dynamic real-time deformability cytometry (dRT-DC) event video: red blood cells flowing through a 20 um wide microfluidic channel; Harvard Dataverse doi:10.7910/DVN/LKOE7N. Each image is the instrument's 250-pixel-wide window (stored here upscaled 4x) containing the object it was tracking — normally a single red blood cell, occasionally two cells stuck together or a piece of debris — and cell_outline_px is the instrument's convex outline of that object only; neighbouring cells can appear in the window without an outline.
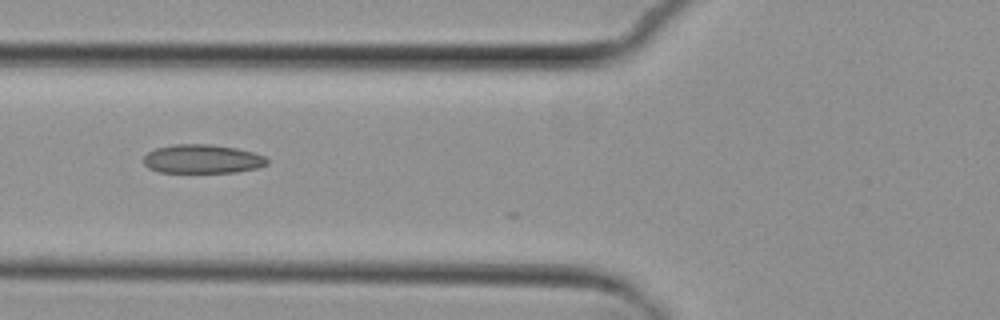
{"species": "common noctule bat (a hibernating species)", "species_latin": "Nyctalus noctula", "temperature_condition": "cold", "stored_images_in_passage": 8, "camera_frame_rate_fps": 3000, "um_per_image_px": 0.085, "animal": {"sex": "female", "body_mass_g": 29.2, "forearm_length_mm": 56.3}, "frame": {"image": 1, "passage_image": 6, "time_ms": 6.0, "image_size_px": [1000, 320], "cell_outline_px": [[268, 164], [256, 168], [236, 172], [160, 172], [148, 168], [144, 164], [144, 156], [148, 152], [156, 148], [172, 144], [212, 144], [236, 148], [252, 152], [264, 156], [268, 160]], "centroid_in_image_um": [17.18, 13.51], "position_along_channel_um": 108.6, "area_um2": 20.75}}
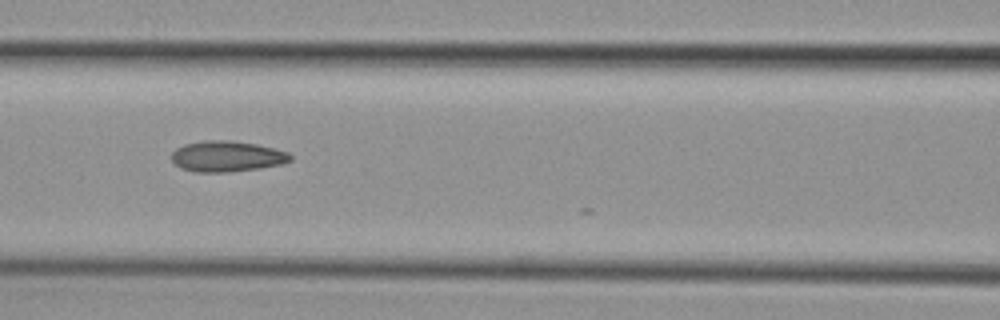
{"frame": {"image": 2, "passage_image": 7, "time_ms": 7.0, "image_size_px": [1000, 320], "cell_outline_px": [[292, 160], [284, 164], [260, 168], [228, 172], [196, 172], [180, 168], [172, 160], [172, 152], [176, 148], [184, 144], [204, 140], [228, 140], [256, 144], [276, 148], [288, 152], [292, 156]], "centroid_in_image_um": [19.31, 13.29], "position_along_channel_um": 147.3, "area_um2": 21.5}}